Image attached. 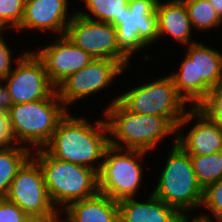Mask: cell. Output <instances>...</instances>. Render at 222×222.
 I'll list each match as a JSON object with an SVG mask.
<instances>
[{"label": "cell", "mask_w": 222, "mask_h": 222, "mask_svg": "<svg viewBox=\"0 0 222 222\" xmlns=\"http://www.w3.org/2000/svg\"><path fill=\"white\" fill-rule=\"evenodd\" d=\"M185 6L192 28L195 30H210L222 24V19L208 0H190L185 2Z\"/></svg>", "instance_id": "23"}, {"label": "cell", "mask_w": 222, "mask_h": 222, "mask_svg": "<svg viewBox=\"0 0 222 222\" xmlns=\"http://www.w3.org/2000/svg\"><path fill=\"white\" fill-rule=\"evenodd\" d=\"M128 111L167 117L176 127L186 115V100L177 92L170 75L136 87L116 97Z\"/></svg>", "instance_id": "7"}, {"label": "cell", "mask_w": 222, "mask_h": 222, "mask_svg": "<svg viewBox=\"0 0 222 222\" xmlns=\"http://www.w3.org/2000/svg\"><path fill=\"white\" fill-rule=\"evenodd\" d=\"M6 199L33 221L50 220L60 214L49 198L42 168L33 155L11 182Z\"/></svg>", "instance_id": "9"}, {"label": "cell", "mask_w": 222, "mask_h": 222, "mask_svg": "<svg viewBox=\"0 0 222 222\" xmlns=\"http://www.w3.org/2000/svg\"><path fill=\"white\" fill-rule=\"evenodd\" d=\"M69 0H25L24 14L19 29H35L65 35L67 26L74 16L67 17ZM61 33V34H60Z\"/></svg>", "instance_id": "16"}, {"label": "cell", "mask_w": 222, "mask_h": 222, "mask_svg": "<svg viewBox=\"0 0 222 222\" xmlns=\"http://www.w3.org/2000/svg\"><path fill=\"white\" fill-rule=\"evenodd\" d=\"M7 113L14 144L26 142L37 150L50 142L68 109L55 91L47 99L11 105Z\"/></svg>", "instance_id": "4"}, {"label": "cell", "mask_w": 222, "mask_h": 222, "mask_svg": "<svg viewBox=\"0 0 222 222\" xmlns=\"http://www.w3.org/2000/svg\"><path fill=\"white\" fill-rule=\"evenodd\" d=\"M145 202L134 198L118 201L120 222H176L182 215L151 193Z\"/></svg>", "instance_id": "17"}, {"label": "cell", "mask_w": 222, "mask_h": 222, "mask_svg": "<svg viewBox=\"0 0 222 222\" xmlns=\"http://www.w3.org/2000/svg\"><path fill=\"white\" fill-rule=\"evenodd\" d=\"M198 184L203 190L222 178V151L209 155L190 156Z\"/></svg>", "instance_id": "22"}, {"label": "cell", "mask_w": 222, "mask_h": 222, "mask_svg": "<svg viewBox=\"0 0 222 222\" xmlns=\"http://www.w3.org/2000/svg\"><path fill=\"white\" fill-rule=\"evenodd\" d=\"M65 35L94 59L114 60L124 69L128 67L129 59L119 50L116 29L111 23L93 21L75 12Z\"/></svg>", "instance_id": "11"}, {"label": "cell", "mask_w": 222, "mask_h": 222, "mask_svg": "<svg viewBox=\"0 0 222 222\" xmlns=\"http://www.w3.org/2000/svg\"><path fill=\"white\" fill-rule=\"evenodd\" d=\"M0 29V79L3 81L12 71V53Z\"/></svg>", "instance_id": "28"}, {"label": "cell", "mask_w": 222, "mask_h": 222, "mask_svg": "<svg viewBox=\"0 0 222 222\" xmlns=\"http://www.w3.org/2000/svg\"><path fill=\"white\" fill-rule=\"evenodd\" d=\"M25 0H0V29H18L24 14Z\"/></svg>", "instance_id": "24"}, {"label": "cell", "mask_w": 222, "mask_h": 222, "mask_svg": "<svg viewBox=\"0 0 222 222\" xmlns=\"http://www.w3.org/2000/svg\"><path fill=\"white\" fill-rule=\"evenodd\" d=\"M180 71L172 73L177 92L197 107L209 91L222 83V53L196 42L188 45Z\"/></svg>", "instance_id": "5"}, {"label": "cell", "mask_w": 222, "mask_h": 222, "mask_svg": "<svg viewBox=\"0 0 222 222\" xmlns=\"http://www.w3.org/2000/svg\"><path fill=\"white\" fill-rule=\"evenodd\" d=\"M85 1L86 8L88 10L77 11L76 13L84 18L111 23L114 25L116 23V18H121L124 11L129 7V0H83ZM94 15L93 18L92 15Z\"/></svg>", "instance_id": "21"}, {"label": "cell", "mask_w": 222, "mask_h": 222, "mask_svg": "<svg viewBox=\"0 0 222 222\" xmlns=\"http://www.w3.org/2000/svg\"><path fill=\"white\" fill-rule=\"evenodd\" d=\"M217 222H222V178L203 190V202Z\"/></svg>", "instance_id": "26"}, {"label": "cell", "mask_w": 222, "mask_h": 222, "mask_svg": "<svg viewBox=\"0 0 222 222\" xmlns=\"http://www.w3.org/2000/svg\"><path fill=\"white\" fill-rule=\"evenodd\" d=\"M104 110L109 145L117 148L148 152L165 136L177 133V127L167 117L130 112L118 100Z\"/></svg>", "instance_id": "2"}, {"label": "cell", "mask_w": 222, "mask_h": 222, "mask_svg": "<svg viewBox=\"0 0 222 222\" xmlns=\"http://www.w3.org/2000/svg\"><path fill=\"white\" fill-rule=\"evenodd\" d=\"M222 19V0H208Z\"/></svg>", "instance_id": "32"}, {"label": "cell", "mask_w": 222, "mask_h": 222, "mask_svg": "<svg viewBox=\"0 0 222 222\" xmlns=\"http://www.w3.org/2000/svg\"><path fill=\"white\" fill-rule=\"evenodd\" d=\"M158 1L129 0L124 14L116 18L117 45L129 60L134 52L158 40Z\"/></svg>", "instance_id": "10"}, {"label": "cell", "mask_w": 222, "mask_h": 222, "mask_svg": "<svg viewBox=\"0 0 222 222\" xmlns=\"http://www.w3.org/2000/svg\"><path fill=\"white\" fill-rule=\"evenodd\" d=\"M64 214L66 222H120L118 201L100 192L71 203Z\"/></svg>", "instance_id": "18"}, {"label": "cell", "mask_w": 222, "mask_h": 222, "mask_svg": "<svg viewBox=\"0 0 222 222\" xmlns=\"http://www.w3.org/2000/svg\"><path fill=\"white\" fill-rule=\"evenodd\" d=\"M197 108L222 128V83L212 88Z\"/></svg>", "instance_id": "25"}, {"label": "cell", "mask_w": 222, "mask_h": 222, "mask_svg": "<svg viewBox=\"0 0 222 222\" xmlns=\"http://www.w3.org/2000/svg\"><path fill=\"white\" fill-rule=\"evenodd\" d=\"M16 62V68L4 79L12 105L47 99L56 91L35 52H24Z\"/></svg>", "instance_id": "12"}, {"label": "cell", "mask_w": 222, "mask_h": 222, "mask_svg": "<svg viewBox=\"0 0 222 222\" xmlns=\"http://www.w3.org/2000/svg\"><path fill=\"white\" fill-rule=\"evenodd\" d=\"M209 215H199L196 216L195 218H192L191 220H189V218L191 216L187 215V214H182L177 220L176 222H213L212 219H210V217H208Z\"/></svg>", "instance_id": "31"}, {"label": "cell", "mask_w": 222, "mask_h": 222, "mask_svg": "<svg viewBox=\"0 0 222 222\" xmlns=\"http://www.w3.org/2000/svg\"><path fill=\"white\" fill-rule=\"evenodd\" d=\"M13 143L14 141L9 128L8 113L0 111V147H8L11 144L13 145Z\"/></svg>", "instance_id": "29"}, {"label": "cell", "mask_w": 222, "mask_h": 222, "mask_svg": "<svg viewBox=\"0 0 222 222\" xmlns=\"http://www.w3.org/2000/svg\"><path fill=\"white\" fill-rule=\"evenodd\" d=\"M60 219L61 218H59V214H58L55 218H52L50 220H37V221H32V222H64V219L63 221Z\"/></svg>", "instance_id": "33"}, {"label": "cell", "mask_w": 222, "mask_h": 222, "mask_svg": "<svg viewBox=\"0 0 222 222\" xmlns=\"http://www.w3.org/2000/svg\"><path fill=\"white\" fill-rule=\"evenodd\" d=\"M172 1L183 2V3H185V2L190 1V0H172Z\"/></svg>", "instance_id": "34"}, {"label": "cell", "mask_w": 222, "mask_h": 222, "mask_svg": "<svg viewBox=\"0 0 222 222\" xmlns=\"http://www.w3.org/2000/svg\"><path fill=\"white\" fill-rule=\"evenodd\" d=\"M35 53L44 63L49 80L55 87L94 59L66 35L59 36L54 43Z\"/></svg>", "instance_id": "14"}, {"label": "cell", "mask_w": 222, "mask_h": 222, "mask_svg": "<svg viewBox=\"0 0 222 222\" xmlns=\"http://www.w3.org/2000/svg\"><path fill=\"white\" fill-rule=\"evenodd\" d=\"M33 220L24 213L16 204L0 197V222H32Z\"/></svg>", "instance_id": "27"}, {"label": "cell", "mask_w": 222, "mask_h": 222, "mask_svg": "<svg viewBox=\"0 0 222 222\" xmlns=\"http://www.w3.org/2000/svg\"><path fill=\"white\" fill-rule=\"evenodd\" d=\"M124 68L114 60L93 59L78 72L71 74L57 87L56 91L62 104L66 107L74 101L85 98L103 88L106 89Z\"/></svg>", "instance_id": "13"}, {"label": "cell", "mask_w": 222, "mask_h": 222, "mask_svg": "<svg viewBox=\"0 0 222 222\" xmlns=\"http://www.w3.org/2000/svg\"><path fill=\"white\" fill-rule=\"evenodd\" d=\"M4 81L0 83V111L8 112L12 105L9 90L3 85Z\"/></svg>", "instance_id": "30"}, {"label": "cell", "mask_w": 222, "mask_h": 222, "mask_svg": "<svg viewBox=\"0 0 222 222\" xmlns=\"http://www.w3.org/2000/svg\"><path fill=\"white\" fill-rule=\"evenodd\" d=\"M153 194L181 214L202 207L203 188L196 179L190 155L176 144V140Z\"/></svg>", "instance_id": "6"}, {"label": "cell", "mask_w": 222, "mask_h": 222, "mask_svg": "<svg viewBox=\"0 0 222 222\" xmlns=\"http://www.w3.org/2000/svg\"><path fill=\"white\" fill-rule=\"evenodd\" d=\"M146 153L109 145L98 173L99 192L115 201L134 198L143 177L142 166L138 161H141Z\"/></svg>", "instance_id": "8"}, {"label": "cell", "mask_w": 222, "mask_h": 222, "mask_svg": "<svg viewBox=\"0 0 222 222\" xmlns=\"http://www.w3.org/2000/svg\"><path fill=\"white\" fill-rule=\"evenodd\" d=\"M92 126L87 119L73 117L68 112L59 122L50 142L44 147L53 157L83 165L99 173L104 153L109 146L106 120ZM99 163V166L93 164Z\"/></svg>", "instance_id": "1"}, {"label": "cell", "mask_w": 222, "mask_h": 222, "mask_svg": "<svg viewBox=\"0 0 222 222\" xmlns=\"http://www.w3.org/2000/svg\"><path fill=\"white\" fill-rule=\"evenodd\" d=\"M33 152L42 168L49 198L57 210V205L65 209L99 192L95 170L53 157L45 148Z\"/></svg>", "instance_id": "3"}, {"label": "cell", "mask_w": 222, "mask_h": 222, "mask_svg": "<svg viewBox=\"0 0 222 222\" xmlns=\"http://www.w3.org/2000/svg\"><path fill=\"white\" fill-rule=\"evenodd\" d=\"M27 145L0 147V197H6L19 169L33 155Z\"/></svg>", "instance_id": "20"}, {"label": "cell", "mask_w": 222, "mask_h": 222, "mask_svg": "<svg viewBox=\"0 0 222 222\" xmlns=\"http://www.w3.org/2000/svg\"><path fill=\"white\" fill-rule=\"evenodd\" d=\"M195 117V118H194ZM197 119L186 136L179 133L182 126ZM179 129V130H178ZM176 144L190 156L209 155L222 151V128L212 122L197 107H191L177 126Z\"/></svg>", "instance_id": "15"}, {"label": "cell", "mask_w": 222, "mask_h": 222, "mask_svg": "<svg viewBox=\"0 0 222 222\" xmlns=\"http://www.w3.org/2000/svg\"><path fill=\"white\" fill-rule=\"evenodd\" d=\"M156 13L158 15V38L168 34L177 42L187 46L196 43V41H190L192 25L185 3L172 0L161 3L159 0Z\"/></svg>", "instance_id": "19"}]
</instances>
